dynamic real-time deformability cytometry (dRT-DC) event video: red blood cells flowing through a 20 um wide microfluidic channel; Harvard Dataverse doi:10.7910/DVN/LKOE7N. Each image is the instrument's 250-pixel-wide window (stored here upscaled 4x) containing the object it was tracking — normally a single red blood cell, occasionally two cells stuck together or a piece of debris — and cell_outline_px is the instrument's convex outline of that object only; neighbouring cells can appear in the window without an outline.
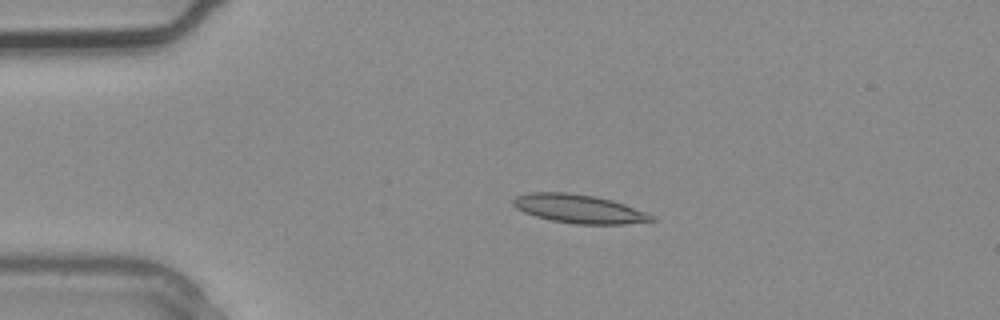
{"species": "common noctule bat (a hibernating species)", "species_latin": "Nyctalus noctula", "temperature_condition": "warm", "stored_images_in_passage": 3, "camera_frame_rate_fps": 3000, "um_per_image_px": 0.085, "animal": {"sex": "male", "body_mass_g": 20.4}, "frame": {"image": 1, "passage_image": 2, "time_ms": 0.333, "image_size_px": [1000, 320], "cell_outline_px": [[656, 220], [624, 224], [576, 224], [552, 220], [536, 216], [524, 212], [516, 208], [512, 204], [512, 200], [516, 196], [528, 192], [568, 192], [592, 196], [612, 200], [624, 204], [656, 216]], "centroid_in_image_um": [49.2, 17.74], "position_along_channel_um": 35.8, "area_um2": 23.0}}